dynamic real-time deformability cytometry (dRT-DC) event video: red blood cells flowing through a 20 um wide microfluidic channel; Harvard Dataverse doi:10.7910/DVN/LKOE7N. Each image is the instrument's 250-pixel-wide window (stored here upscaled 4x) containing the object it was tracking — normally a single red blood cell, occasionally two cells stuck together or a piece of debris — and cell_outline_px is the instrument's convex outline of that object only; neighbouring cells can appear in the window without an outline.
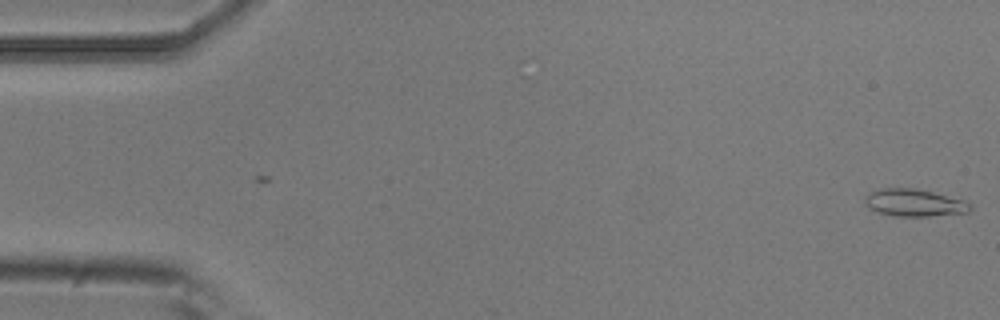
{"species": "common noctule bat (a hibernating species)", "species_latin": "Nyctalus noctula", "temperature_condition": "room temperature", "stored_images_in_passage": 3, "camera_frame_rate_fps": 3000, "um_per_image_px": 0.085, "animal": {"sex": "male", "body_mass_g": 20.5, "forearm_length_mm": 52.5}, "frame": {"image": 1, "passage_image": 1, "time_ms": 0.0, "image_size_px": [1000, 320], "cell_outline_px": [[972, 208], [968, 212], [928, 216], [892, 216], [868, 208], [864, 204], [864, 200], [872, 192], [880, 188], [912, 188], [932, 192], [964, 200], [972, 204]], "centroid_in_image_um": [77.72, 17.24], "position_along_channel_um": 7.3, "area_um2": 16.59}}